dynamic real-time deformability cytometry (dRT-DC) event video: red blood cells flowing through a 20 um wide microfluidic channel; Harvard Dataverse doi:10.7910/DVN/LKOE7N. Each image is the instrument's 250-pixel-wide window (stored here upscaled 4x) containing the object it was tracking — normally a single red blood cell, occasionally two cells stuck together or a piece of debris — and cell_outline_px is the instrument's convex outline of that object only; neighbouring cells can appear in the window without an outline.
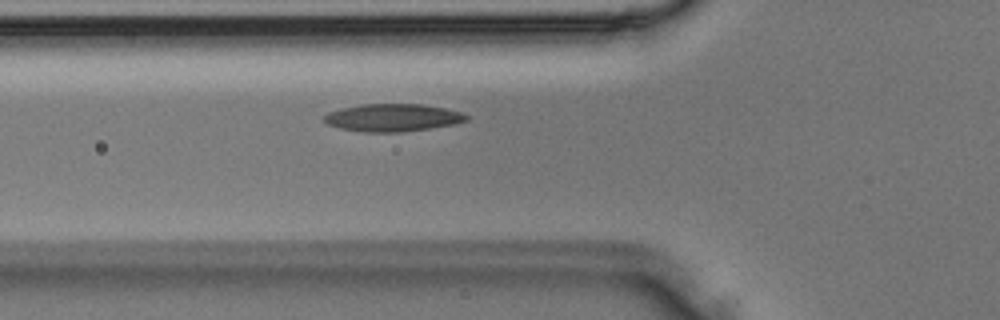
{"species": "Egyptian fruit bat (a non-hibernating species)", "species_latin": "Rousettus aegyptiacus", "temperature_condition": "room temperature", "stored_images_in_passage": 28, "camera_frame_rate_fps": 3000, "um_per_image_px": 0.085, "animal": {"sex": "male"}, "frame": {"image": 1, "passage_image": 4, "time_ms": 1.0, "image_size_px": [1000, 320], "cell_outline_px": [[468, 120], [456, 124], [400, 132], [364, 132], [340, 128], [328, 124], [324, 120], [324, 116], [328, 112], [344, 108], [364, 104], [420, 104], [444, 108], [460, 112], [468, 116]], "centroid_in_image_um": [33.39, 10.0], "position_along_channel_um": 92.4, "area_um2": 22.6}}
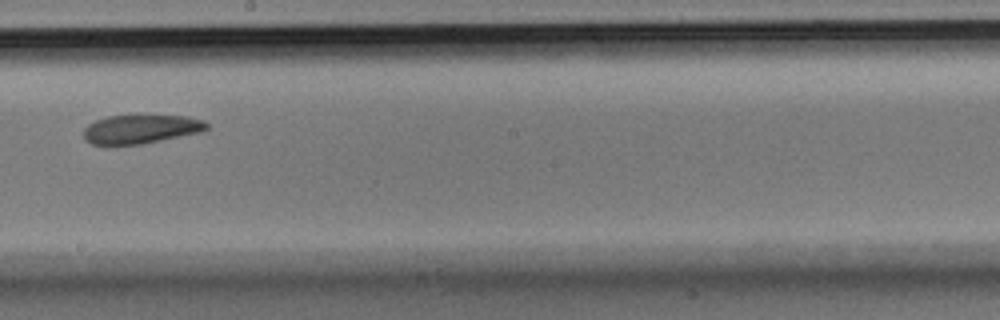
{"frame": {"image": 2, "passage_image": 12, "time_ms": 3.667, "image_size_px": [1000, 320], "cell_outline_px": [[208, 128], [200, 132], [144, 144], [104, 148], [92, 144], [84, 140], [84, 128], [88, 124], [96, 120], [108, 116], [188, 116], [204, 120], [208, 124]], "centroid_in_image_um": [11.89, 11.02], "position_along_channel_um": 236.3, "area_um2": 21.27}}
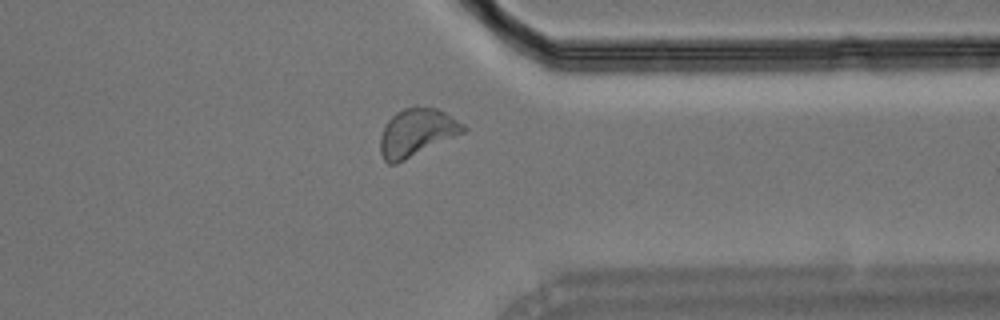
{"frame": {"image": 3, "passage_image": 20, "time_ms": 6.333, "image_size_px": [1000, 320], "cell_outline_px": [[468, 128], [464, 132], [396, 164], [388, 164], [384, 160], [380, 152], [380, 136], [384, 124], [396, 112], [404, 108], [416, 104], [436, 108], [444, 112], [464, 124]], "centroid_in_image_um": [35.39, 11.23], "position_along_channel_um": 376.0, "area_um2": 23.24}}